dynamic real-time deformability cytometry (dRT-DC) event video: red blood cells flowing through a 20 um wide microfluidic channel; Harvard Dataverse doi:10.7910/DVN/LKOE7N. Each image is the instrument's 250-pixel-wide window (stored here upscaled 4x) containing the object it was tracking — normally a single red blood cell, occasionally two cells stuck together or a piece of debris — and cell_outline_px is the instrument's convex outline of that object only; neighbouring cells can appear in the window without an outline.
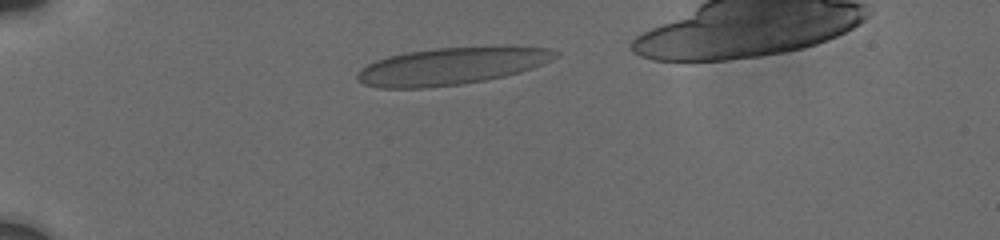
{"species": "human", "species_latin": "Homo sapiens", "temperature_condition": "cold", "stored_images_in_passage": 12, "camera_frame_rate_fps": 3000, "um_per_image_px": 0.085, "donor": {"sex": "male"}, "frame": {"image": 1, "passage_image": 8, "time_ms": 1.667, "image_size_px": [1000, 240], "cell_outline_px": [[560, 52], [556, 56], [532, 68], [520, 72], [504, 76], [484, 80], [460, 84], [424, 88], [380, 88], [364, 84], [356, 76], [368, 64], [376, 60], [388, 56], [408, 52], [436, 48], [496, 44], [516, 44], [548, 48]], "centroid_in_image_um": [38.47, 5.57], "position_along_channel_um": 46.5, "area_um2": 43.47}}